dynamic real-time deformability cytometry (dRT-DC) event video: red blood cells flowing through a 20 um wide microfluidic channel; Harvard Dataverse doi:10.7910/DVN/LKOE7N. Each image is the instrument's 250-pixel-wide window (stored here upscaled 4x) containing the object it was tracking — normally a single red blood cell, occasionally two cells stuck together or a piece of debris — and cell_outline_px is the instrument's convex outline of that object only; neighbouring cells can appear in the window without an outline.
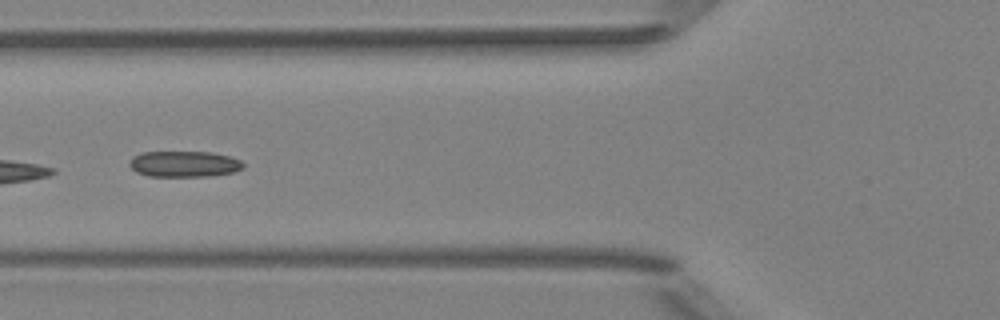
{"species": "Egyptian fruit bat (a non-hibernating species)", "species_latin": "Rousettus aegyptiacus", "temperature_condition": "room temperature", "stored_images_in_passage": 9, "camera_frame_rate_fps": 3000, "um_per_image_px": 0.085, "animal": {"sex": "female"}, "frame": {"image": 1, "passage_image": 5, "time_ms": 4.667, "image_size_px": [1000, 320], "cell_outline_px": [[244, 168], [232, 172], [212, 176], [148, 176], [136, 172], [128, 164], [132, 156], [140, 152], [212, 152], [228, 156], [240, 160], [244, 164]], "centroid_in_image_um": [15.63, 13.94], "position_along_channel_um": 110.2, "area_um2": 17.28}}
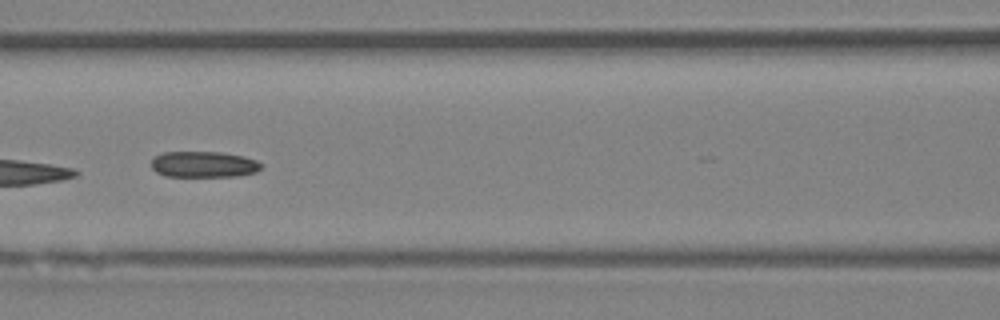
{"frame": {"image": 2, "passage_image": 6, "time_ms": 5.667, "image_size_px": [1000, 320], "cell_outline_px": [[264, 164], [256, 172], [236, 176], [164, 176], [156, 172], [152, 168], [152, 160], [156, 156], [164, 152], [220, 152], [244, 156], [256, 160]], "centroid_in_image_um": [17.33, 13.97], "position_along_channel_um": 149.3, "area_um2": 16.65}}
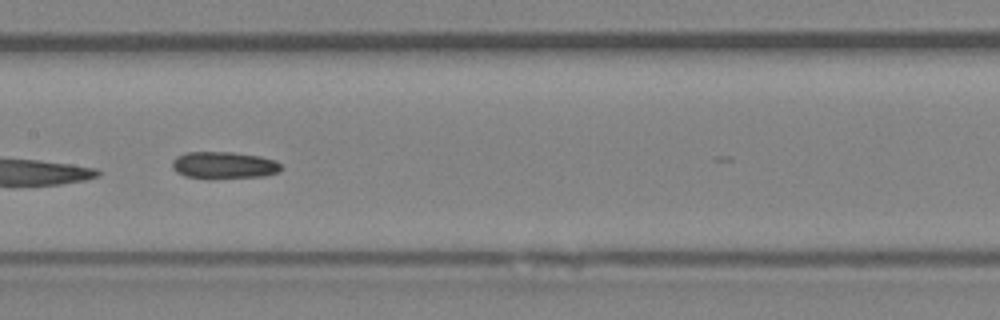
{"frame": {"image": 3, "passage_image": 7, "time_ms": 6.667, "image_size_px": [1000, 320], "cell_outline_px": [[284, 168], [280, 172], [264, 176], [208, 180], [184, 176], [176, 172], [172, 168], [172, 160], [176, 156], [188, 152], [232, 152], [260, 156], [276, 160]], "centroid_in_image_um": [19.03, 14.07], "position_along_channel_um": 188.4, "area_um2": 17.74}}